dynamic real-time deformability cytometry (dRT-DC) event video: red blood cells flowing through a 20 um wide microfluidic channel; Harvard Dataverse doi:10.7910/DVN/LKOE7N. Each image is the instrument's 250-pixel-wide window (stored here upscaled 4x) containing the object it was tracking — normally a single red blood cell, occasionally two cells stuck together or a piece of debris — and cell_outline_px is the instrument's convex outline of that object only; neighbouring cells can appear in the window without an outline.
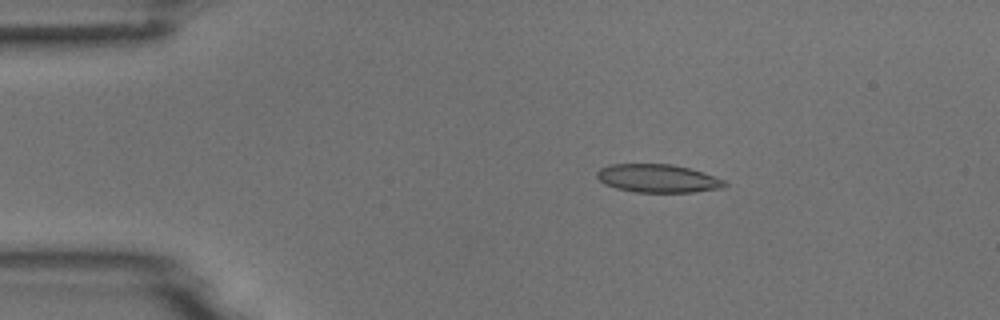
{"species": "common noctule bat (a hibernating species)", "species_latin": "Nyctalus noctula", "temperature_condition": "room temperature", "stored_images_in_passage": 8, "camera_frame_rate_fps": 3000, "um_per_image_px": 0.085, "animal": {"sex": "male", "body_mass_g": 18.8}, "frame": {"image": 1, "passage_image": 3, "time_ms": 2.333, "image_size_px": [1000, 320], "cell_outline_px": [[728, 184], [720, 188], [692, 192], [636, 192], [616, 188], [604, 184], [596, 176], [596, 172], [600, 168], [612, 164], [672, 164], [688, 168], [724, 180]], "centroid_in_image_um": [55.86, 15.16], "position_along_channel_um": 29.1, "area_um2": 20.75}}
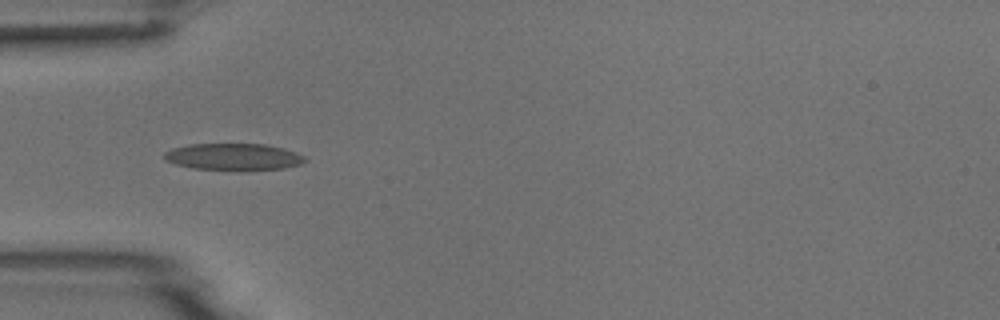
{"frame": {"image": 2, "passage_image": 5, "time_ms": 4.667, "image_size_px": [1000, 320], "cell_outline_px": [[308, 160], [300, 164], [284, 168], [240, 172], [192, 168], [176, 164], [164, 160], [164, 152], [172, 148], [188, 144], [264, 144], [284, 148], [296, 152], [304, 156]], "centroid_in_image_um": [19.85, 13.35], "position_along_channel_um": 65.1, "area_um2": 22.6}}